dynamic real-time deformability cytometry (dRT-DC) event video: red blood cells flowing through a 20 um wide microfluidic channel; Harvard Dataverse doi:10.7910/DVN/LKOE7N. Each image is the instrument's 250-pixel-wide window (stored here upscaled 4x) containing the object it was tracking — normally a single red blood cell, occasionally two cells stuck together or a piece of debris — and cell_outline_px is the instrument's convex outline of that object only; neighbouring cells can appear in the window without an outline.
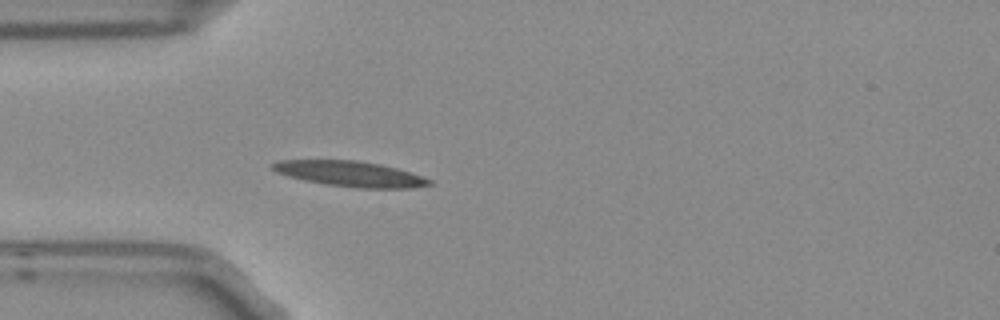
{"species": "Egyptian fruit bat (a non-hibernating species)", "species_latin": "Rousettus aegyptiacus", "temperature_condition": "room temperature", "stored_images_in_passage": 4, "camera_frame_rate_fps": 3000, "um_per_image_px": 0.085, "frame": {"image": 1, "passage_image": 4, "time_ms": 1.0, "image_size_px": [1000, 320], "cell_outline_px": [[432, 184], [412, 188], [356, 188], [324, 184], [304, 180], [288, 176], [276, 172], [272, 168], [272, 164], [276, 160], [356, 160], [380, 164], [396, 168], [432, 180]], "centroid_in_image_um": [29.73, 14.78], "position_along_channel_um": 55.3, "area_um2": 23.12}}